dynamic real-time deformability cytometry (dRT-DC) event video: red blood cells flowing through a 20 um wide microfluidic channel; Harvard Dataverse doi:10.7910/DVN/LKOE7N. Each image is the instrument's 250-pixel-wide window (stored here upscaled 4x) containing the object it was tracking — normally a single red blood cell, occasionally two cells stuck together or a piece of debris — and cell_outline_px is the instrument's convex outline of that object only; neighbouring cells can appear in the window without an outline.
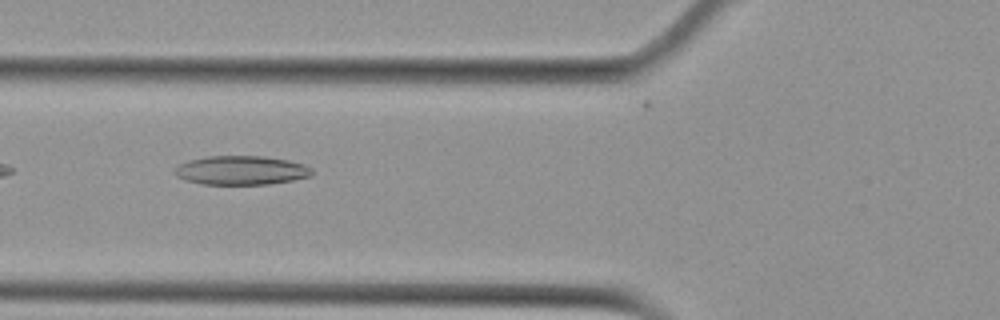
{"species": "Egyptian fruit bat (a non-hibernating species)", "species_latin": "Rousettus aegyptiacus", "temperature_condition": "cold", "stored_images_in_passage": 34, "camera_frame_rate_fps": 3000, "um_per_image_px": 0.085, "animal": {"sex": "female"}, "frame": {"image": 1, "passage_image": 4, "time_ms": 1.0, "image_size_px": [1000, 320], "cell_outline_px": [[312, 176], [292, 180], [268, 184], [204, 184], [188, 180], [176, 176], [172, 172], [180, 164], [188, 160], [208, 156], [264, 156], [288, 160], [304, 164], [312, 168]], "centroid_in_image_um": [20.52, 14.47], "position_along_channel_um": 105.3, "area_um2": 23.12}}
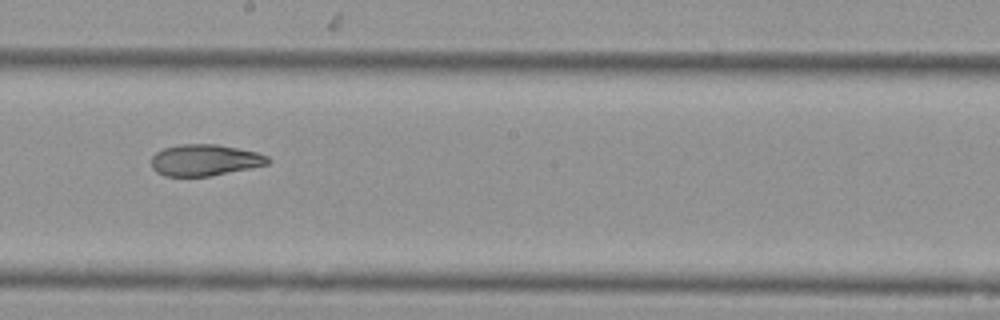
{"frame": {"image": 2, "passage_image": 14, "time_ms": 4.333, "image_size_px": [1000, 320], "cell_outline_px": [[272, 160], [268, 164], [252, 168], [208, 176], [164, 176], [156, 172], [152, 168], [152, 156], [156, 152], [164, 148], [180, 144], [216, 144], [256, 152], [268, 156]], "centroid_in_image_um": [17.41, 13.61], "position_along_channel_um": 230.8, "area_um2": 21.33}}
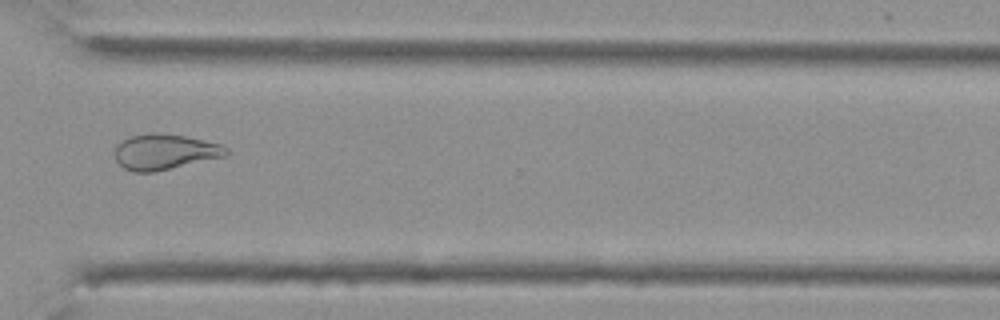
{"frame": {"image": 3, "passage_image": 24, "time_ms": 7.667, "image_size_px": [1000, 320], "cell_outline_px": [[228, 152], [224, 156], [156, 172], [132, 172], [124, 168], [116, 160], [116, 148], [124, 140], [132, 136], [156, 132], [184, 136], [220, 144], [228, 148]], "centroid_in_image_um": [14.01, 12.92], "position_along_channel_um": 356.6, "area_um2": 22.66}}